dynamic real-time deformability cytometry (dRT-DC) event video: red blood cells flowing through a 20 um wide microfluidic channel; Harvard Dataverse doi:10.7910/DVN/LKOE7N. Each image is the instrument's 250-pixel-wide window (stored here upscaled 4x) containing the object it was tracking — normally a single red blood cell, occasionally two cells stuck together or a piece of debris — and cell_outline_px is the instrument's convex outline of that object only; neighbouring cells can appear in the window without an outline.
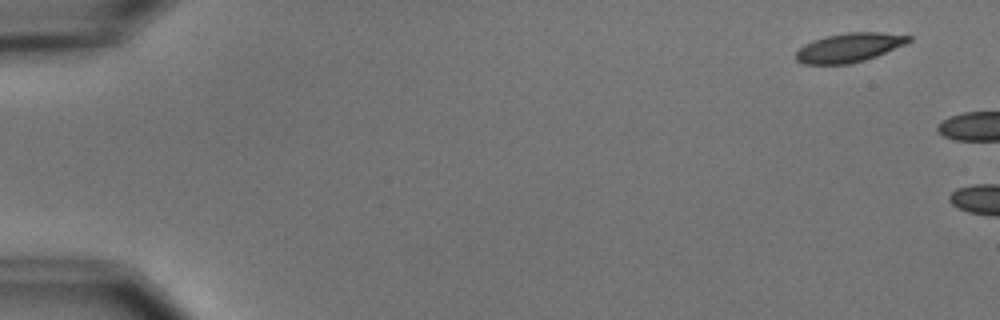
{"species": "common noctule bat (a hibernating species)", "species_latin": "Nyctalus noctula", "temperature_condition": "cold", "stored_images_in_passage": 2, "camera_frame_rate_fps": 3000, "um_per_image_px": 0.085, "animal": {"sex": "male", "body_mass_g": 15.6}, "frame": {"image": 1, "passage_image": 1, "time_ms": 0.0, "image_size_px": [1000, 320], "cell_outline_px": [[912, 40], [904, 44], [876, 56], [864, 60], [848, 64], [800, 64], [796, 60], [796, 52], [804, 44], [812, 40], [828, 36], [848, 32], [880, 32], [912, 36]], "centroid_in_image_um": [72.15, 4.04], "position_along_channel_um": 12.8, "area_um2": 18.96}}